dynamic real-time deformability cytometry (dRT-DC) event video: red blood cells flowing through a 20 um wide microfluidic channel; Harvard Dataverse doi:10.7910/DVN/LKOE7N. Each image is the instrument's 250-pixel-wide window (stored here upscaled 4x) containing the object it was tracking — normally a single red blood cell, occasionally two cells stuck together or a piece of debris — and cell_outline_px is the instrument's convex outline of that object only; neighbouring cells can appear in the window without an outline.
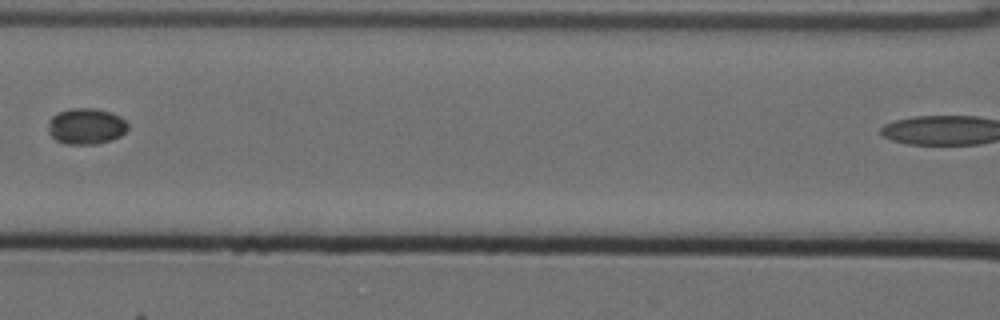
{"species": "Egyptian fruit bat (a non-hibernating species)", "species_latin": "Rousettus aegyptiacus", "temperature_condition": "cold", "stored_images_in_passage": 7, "camera_frame_rate_fps": 3000, "um_per_image_px": 0.085, "animal": {"sex": "female"}, "frame": {"image": 1, "passage_image": 5, "time_ms": 1.333, "image_size_px": [1000, 320], "cell_outline_px": [[128, 128], [120, 136], [112, 140], [96, 144], [64, 144], [56, 140], [48, 132], [48, 120], [52, 116], [60, 112], [72, 108], [96, 108], [120, 116], [128, 124]], "centroid_in_image_um": [7.3, 10.74], "position_along_channel_um": 159.3, "area_um2": 16.76}}
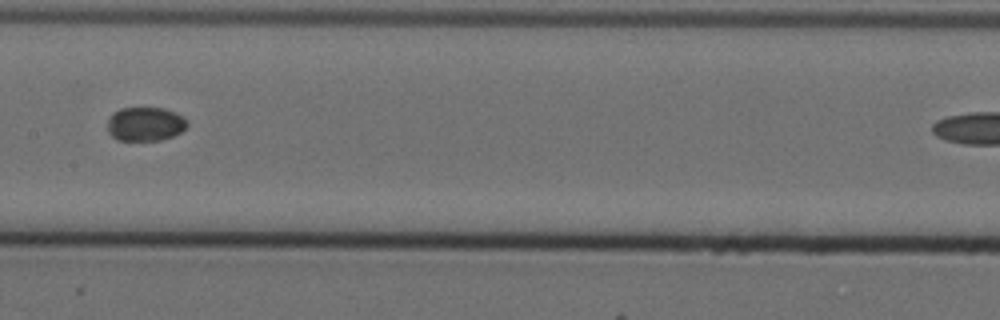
{"frame": {"image": 2, "passage_image": 6, "time_ms": 1.667, "image_size_px": [1000, 320], "cell_outline_px": [[188, 124], [180, 132], [172, 136], [160, 140], [116, 140], [108, 132], [108, 116], [112, 112], [120, 108], [164, 108], [188, 120]], "centroid_in_image_um": [12.29, 10.54], "position_along_channel_um": 195.1, "area_um2": 15.72}}